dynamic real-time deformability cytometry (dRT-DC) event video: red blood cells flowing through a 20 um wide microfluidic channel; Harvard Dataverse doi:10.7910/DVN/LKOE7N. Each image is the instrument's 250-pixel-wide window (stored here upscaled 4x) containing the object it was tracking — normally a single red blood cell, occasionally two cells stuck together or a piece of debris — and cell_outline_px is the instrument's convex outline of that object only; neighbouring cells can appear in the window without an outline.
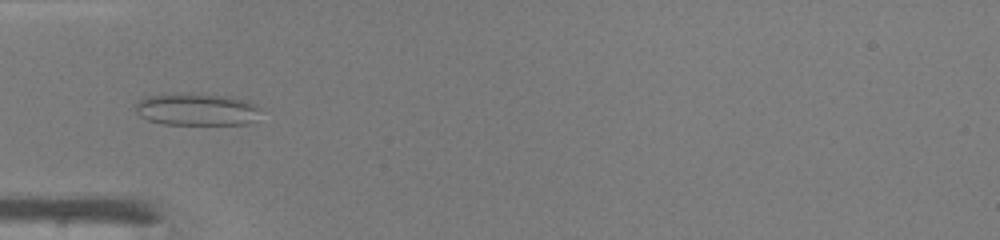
{"species": "common noctule bat (a hibernating species)", "species_latin": "Nyctalus noctula", "temperature_condition": "warm", "stored_images_in_passage": 46, "camera_frame_rate_fps": 3000, "um_per_image_px": 0.085, "animal": {"sex": "male", "body_mass_g": 19.0, "forearm_length_mm": 50.8}, "frame": {"image": 1, "passage_image": 15, "time_ms": 4.667, "image_size_px": [1000, 240], "cell_outline_px": [[264, 108], [248, 124], [164, 124], [148, 120], [140, 116], [136, 112], [136, 104], [140, 100], [148, 96], [188, 92], [232, 96], [248, 100]], "centroid_in_image_um": [16.77, 9.28], "position_along_channel_um": 68.2, "area_um2": 23.87}}
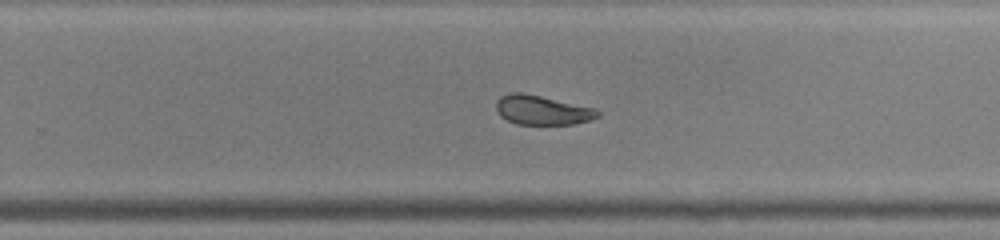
{"frame": {"image": 2, "passage_image": 30, "time_ms": 9.667, "image_size_px": [1000, 240], "cell_outline_px": [[600, 116], [588, 120], [572, 124], [516, 124], [500, 116], [496, 108], [496, 100], [500, 96], [512, 92], [520, 92], [540, 96], [592, 108], [600, 112]], "centroid_in_image_um": [46.02, 9.36], "position_along_channel_um": 283.8, "area_um2": 17.05}}
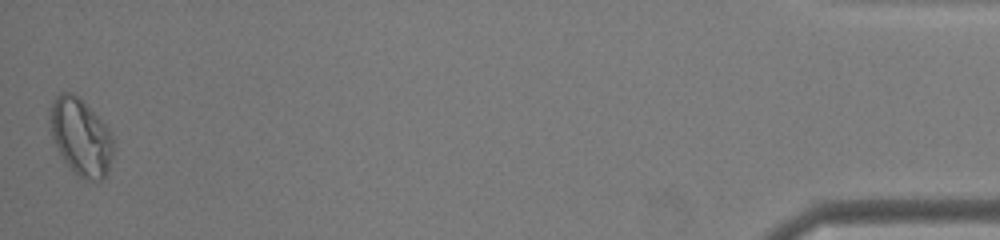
{"frame": {"image": 3, "passage_image": 46, "time_ms": 15.0, "image_size_px": [1000, 240], "cell_outline_px": [[112, 152], [108, 172], [104, 180], [96, 180], [80, 176], [64, 160], [52, 136], [48, 120], [48, 108], [52, 100], [60, 92], [72, 92], [80, 96], [108, 128], [112, 136]], "centroid_in_image_um": [6.84, 11.55], "position_along_channel_um": 428.4, "area_um2": 28.26}, "authors_computed_cell_mechanics": {"area_um2": 21.6172, "velocity_mm_per_s": 4.3298, "shape_relaxation_time_tau1_ms": null, "shape_relaxation_time_tau2_ms": 1.4225, "deformation_change_tau1": null, "deformation_change_tau2": 0.0791}}